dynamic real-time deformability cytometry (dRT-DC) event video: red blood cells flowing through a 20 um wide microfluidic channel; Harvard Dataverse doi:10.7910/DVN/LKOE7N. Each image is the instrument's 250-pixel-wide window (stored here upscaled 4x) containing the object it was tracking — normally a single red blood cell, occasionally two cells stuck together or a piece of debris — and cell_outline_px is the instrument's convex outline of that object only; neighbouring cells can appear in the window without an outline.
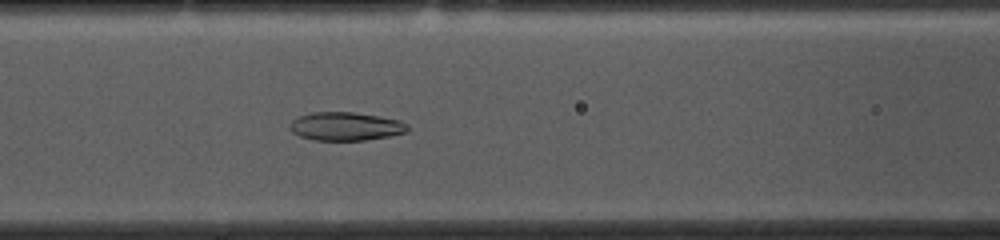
{"species": "common noctule bat (a hibernating species)", "species_latin": "Nyctalus noctula", "temperature_condition": "cold", "stored_images_in_passage": 38, "camera_frame_rate_fps": 3000, "um_per_image_px": 0.085, "animal": {"sex": "female", "body_mass_g": 10.0, "forearm_length_mm": 53.1}, "frame": {"image": 1, "passage_image": 6, "time_ms": 1.667, "image_size_px": [1000, 240], "cell_outline_px": [[408, 132], [388, 136], [364, 140], [312, 140], [300, 136], [292, 132], [288, 128], [292, 120], [300, 116], [312, 112], [352, 112], [400, 120], [408, 124]], "centroid_in_image_um": [29.36, 10.74], "position_along_channel_um": 137.2, "area_um2": 19.42}}
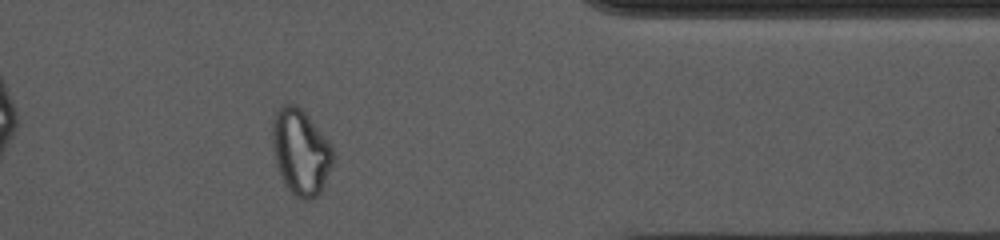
{"frame": {"image": 2, "passage_image": 28, "time_ms": 9.0, "image_size_px": [1000, 240], "cell_outline_px": [[332, 164], [324, 184], [320, 192], [312, 200], [304, 200], [296, 196], [288, 188], [280, 176], [276, 164], [272, 148], [272, 120], [280, 104], [296, 104], [308, 116], [328, 140], [332, 148]], "centroid_in_image_um": [25.53, 12.9], "position_along_channel_um": 385.9, "area_um2": 30.17}}
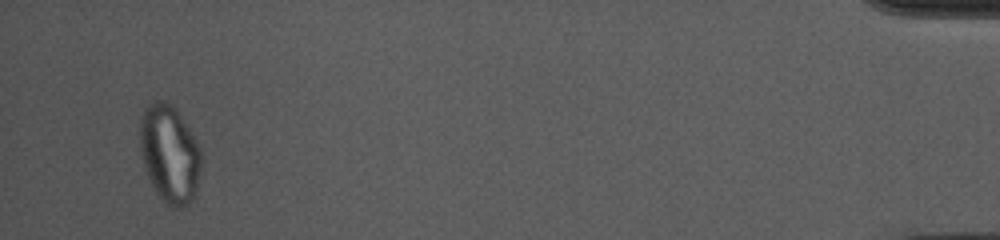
{"frame": {"image": 3, "passage_image": 36, "time_ms": 11.667, "image_size_px": [1000, 240], "cell_outline_px": [[200, 172], [196, 196], [188, 204], [180, 208], [172, 208], [156, 192], [144, 168], [140, 152], [140, 120], [148, 104], [156, 100], [164, 100], [172, 104], [176, 108], [196, 140], [200, 148]], "centroid_in_image_um": [14.42, 13.08], "position_along_channel_um": 420.8, "area_um2": 34.97}}